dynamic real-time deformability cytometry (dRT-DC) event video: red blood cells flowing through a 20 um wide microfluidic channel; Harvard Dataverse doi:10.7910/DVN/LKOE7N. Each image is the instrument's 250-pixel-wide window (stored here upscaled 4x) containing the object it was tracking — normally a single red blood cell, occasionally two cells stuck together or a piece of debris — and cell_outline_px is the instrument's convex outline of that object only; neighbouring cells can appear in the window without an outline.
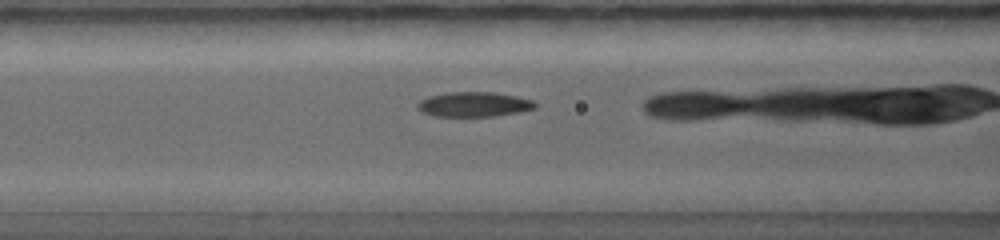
{"species": "common noctule bat (a hibernating species)", "species_latin": "Nyctalus noctula", "temperature_condition": "warm", "stored_images_in_passage": 8, "camera_frame_rate_fps": 5000, "um_per_image_px": 0.085, "animal": {"sex": "female", "body_mass_g": 19.0, "forearm_length_mm": 56.7}, "frame": {"image": 1, "passage_image": 3, "time_ms": 1.0, "image_size_px": [1000, 240], "cell_outline_px": [[536, 108], [520, 112], [492, 116], [432, 116], [420, 112], [416, 108], [416, 104], [420, 100], [428, 96], [448, 92], [492, 92], [516, 96], [532, 100], [536, 104]], "centroid_in_image_um": [40.23, 8.87], "position_along_channel_um": 126.4, "area_um2": 17.11}}